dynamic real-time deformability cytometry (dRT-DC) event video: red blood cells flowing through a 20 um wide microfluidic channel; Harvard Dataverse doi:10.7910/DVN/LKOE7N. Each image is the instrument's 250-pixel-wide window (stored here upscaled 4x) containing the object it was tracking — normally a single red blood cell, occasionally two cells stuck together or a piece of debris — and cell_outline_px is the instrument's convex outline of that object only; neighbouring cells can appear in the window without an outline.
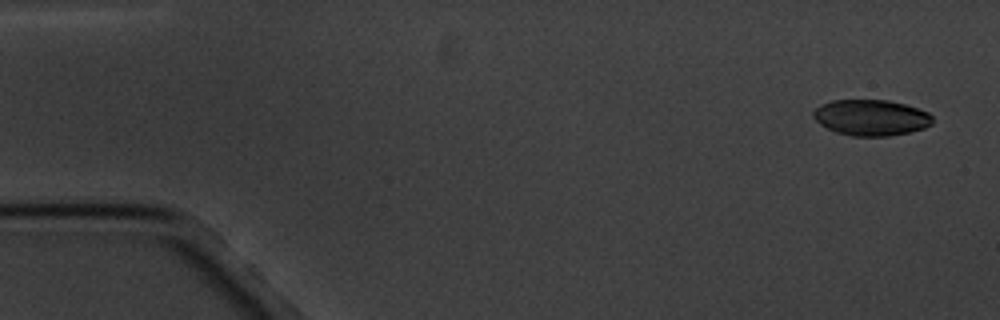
{"species": "common noctule bat (a hibernating species)", "species_latin": "Nyctalus noctula", "temperature_condition": "cold", "stored_images_in_passage": 4, "camera_frame_rate_fps": 3000, "um_per_image_px": 0.085, "animal": {"sex": "male", "body_mass_g": 20.1, "forearm_length_mm": 53.5}, "frame": {"image": 1, "passage_image": 1, "time_ms": 0.0, "image_size_px": [1000, 320], "cell_outline_px": [[932, 124], [924, 128], [908, 132], [888, 136], [852, 136], [836, 132], [820, 124], [812, 116], [812, 112], [820, 104], [832, 100], [888, 100], [904, 104], [928, 112], [932, 116]], "centroid_in_image_um": [74.02, 9.99], "position_along_channel_um": 11.0, "area_um2": 24.91}}
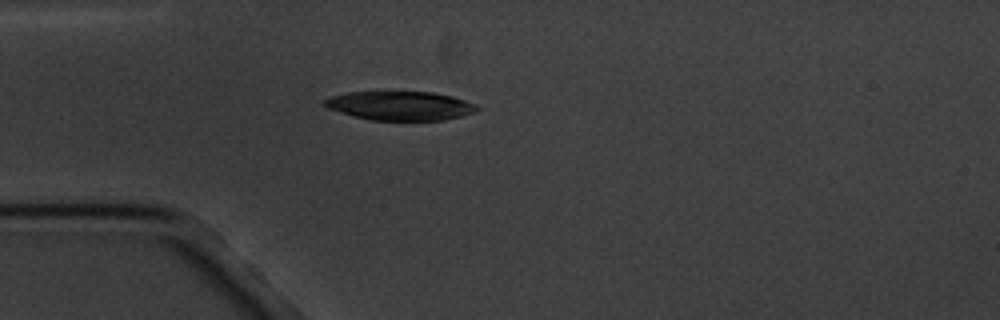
{"frame": {"image": 2, "passage_image": 4, "time_ms": 4.333, "image_size_px": [1000, 320], "cell_outline_px": [[480, 108], [472, 112], [460, 116], [444, 120], [372, 120], [356, 116], [328, 108], [324, 104], [324, 100], [328, 96], [348, 92], [432, 92], [452, 96], [476, 104]], "centroid_in_image_um": [34.01, 8.98], "position_along_channel_um": 51.0, "area_um2": 25.43}}